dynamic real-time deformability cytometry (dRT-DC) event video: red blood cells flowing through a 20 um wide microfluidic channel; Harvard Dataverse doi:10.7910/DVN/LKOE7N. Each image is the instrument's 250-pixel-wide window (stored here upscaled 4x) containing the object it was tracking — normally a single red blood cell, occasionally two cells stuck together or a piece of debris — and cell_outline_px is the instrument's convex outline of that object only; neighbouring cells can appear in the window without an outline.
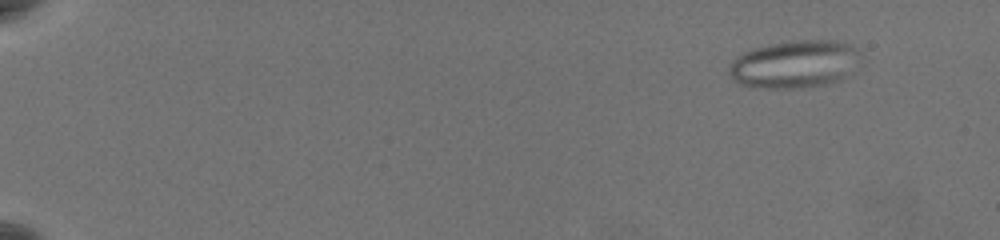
{"species": "common noctule bat (a hibernating species)", "species_latin": "Nyctalus noctula", "temperature_condition": "warm", "stored_images_in_passage": 50, "camera_frame_rate_fps": 3000, "um_per_image_px": 0.085, "animal": {"sex": "female", "body_mass_g": 19.5, "forearm_length_mm": 54.1}, "frame": {"image": 1, "passage_image": 7, "time_ms": 2.0, "image_size_px": [1000, 240], "cell_outline_px": [[856, 48], [840, 80], [824, 84], [804, 88], [752, 88], [740, 84], [728, 72], [732, 60], [744, 52], [752, 48], [772, 44], [804, 40], [828, 40], [852, 44]], "centroid_in_image_um": [67.35, 5.47], "position_along_channel_um": 17.6, "area_um2": 35.03}}
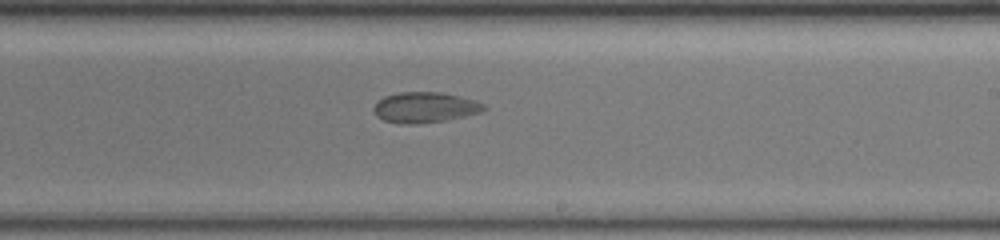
{"frame": {"image": 2, "passage_image": 35, "time_ms": 11.333, "image_size_px": [1000, 240], "cell_outline_px": [[488, 108], [480, 112], [448, 120], [416, 124], [400, 124], [384, 120], [376, 116], [372, 108], [384, 96], [400, 92], [440, 92], [460, 96], [476, 100], [484, 104]], "centroid_in_image_um": [36.12, 9.13], "position_along_channel_um": 252.9, "area_um2": 19.71}}
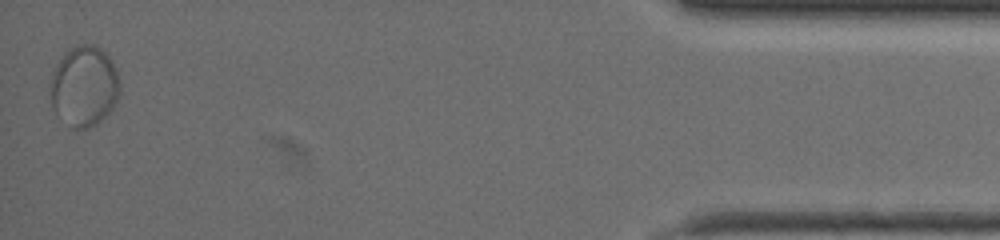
{"frame": {"image": 3, "passage_image": 50, "time_ms": 16.333, "image_size_px": [1000, 240], "cell_outline_px": [[120, 92], [112, 108], [96, 124], [88, 128], [72, 128], [56, 116], [52, 108], [48, 84], [52, 72], [56, 64], [64, 52], [76, 44], [92, 44], [100, 48], [108, 56], [116, 68], [120, 84]], "centroid_in_image_um": [7.1, 7.32], "position_along_channel_um": 428.1, "area_um2": 33.12}}